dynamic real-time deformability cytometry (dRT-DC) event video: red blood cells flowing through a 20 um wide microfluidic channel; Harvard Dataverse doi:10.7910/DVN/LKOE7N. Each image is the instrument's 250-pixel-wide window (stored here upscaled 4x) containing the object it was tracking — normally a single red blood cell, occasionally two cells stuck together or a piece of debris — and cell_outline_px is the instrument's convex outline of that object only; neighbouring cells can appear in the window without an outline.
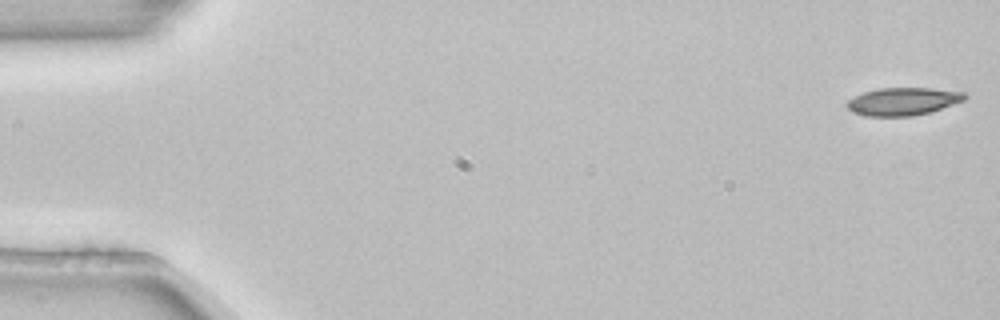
{"species": "common noctule bat (a hibernating species)", "species_latin": "Nyctalus noctula", "temperature_condition": "room temperature", "stored_images_in_passage": 4, "camera_frame_rate_fps": 3000, "um_per_image_px": 0.085, "animal": {"sex": "female", "body_mass_g": 22.7, "forearm_length_mm": 54.2}, "frame": {"image": 1, "passage_image": 1, "time_ms": 0.0, "image_size_px": [1000, 320], "cell_outline_px": [[968, 96], [964, 100], [928, 112], [912, 116], [868, 116], [852, 112], [848, 108], [848, 100], [864, 92], [880, 88], [932, 88], [964, 92]], "centroid_in_image_um": [76.76, 8.61], "position_along_channel_um": 8.2, "area_um2": 18.73}}
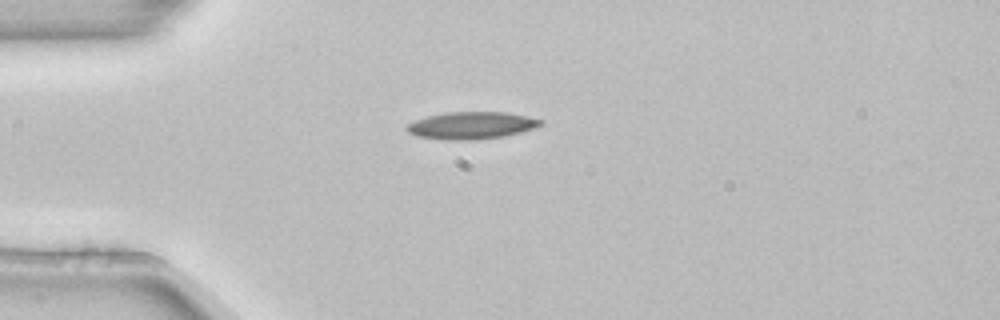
{"frame": {"image": 2, "passage_image": 4, "time_ms": 1.0, "image_size_px": [1000, 320], "cell_outline_px": [[544, 124], [520, 132], [504, 136], [468, 140], [444, 140], [416, 136], [408, 132], [404, 128], [408, 124], [416, 120], [428, 116], [448, 112], [504, 112], [528, 116], [544, 120]], "centroid_in_image_um": [40.06, 10.66], "position_along_channel_um": 44.9, "area_um2": 21.15}}